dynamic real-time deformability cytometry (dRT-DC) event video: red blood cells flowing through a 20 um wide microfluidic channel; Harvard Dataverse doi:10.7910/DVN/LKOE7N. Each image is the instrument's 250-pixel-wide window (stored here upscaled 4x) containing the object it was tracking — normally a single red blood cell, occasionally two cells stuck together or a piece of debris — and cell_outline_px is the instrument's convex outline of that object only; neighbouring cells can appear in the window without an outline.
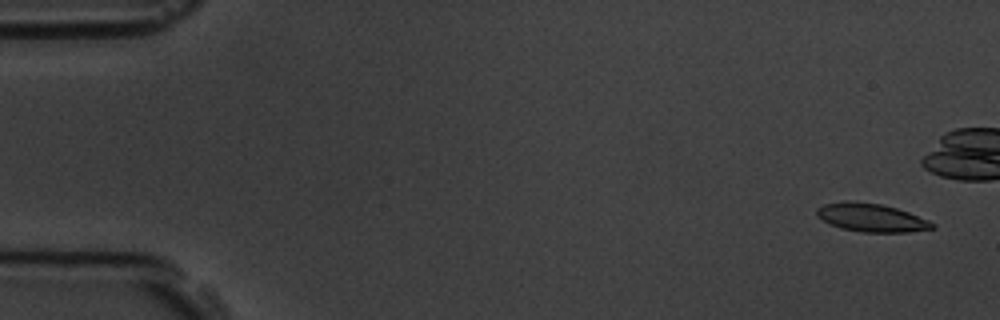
{"species": "common noctule bat (a hibernating species)", "species_latin": "Nyctalus noctula", "temperature_condition": "room temperature", "stored_images_in_passage": 6, "camera_frame_rate_fps": 3000, "um_per_image_px": 0.085, "animal": {"sex": "male", "body_mass_g": 19.5, "forearm_length_mm": 54.6}, "frame": {"image": 1, "passage_image": 1, "time_ms": 0.0, "image_size_px": [1000, 320], "cell_outline_px": [[936, 228], [908, 232], [860, 232], [840, 228], [828, 224], [816, 216], [816, 208], [824, 204], [844, 200], [856, 200], [880, 204], [896, 208], [908, 212], [928, 220], [936, 224]], "centroid_in_image_um": [74.02, 18.49], "position_along_channel_um": 11.0, "area_um2": 19.36}}